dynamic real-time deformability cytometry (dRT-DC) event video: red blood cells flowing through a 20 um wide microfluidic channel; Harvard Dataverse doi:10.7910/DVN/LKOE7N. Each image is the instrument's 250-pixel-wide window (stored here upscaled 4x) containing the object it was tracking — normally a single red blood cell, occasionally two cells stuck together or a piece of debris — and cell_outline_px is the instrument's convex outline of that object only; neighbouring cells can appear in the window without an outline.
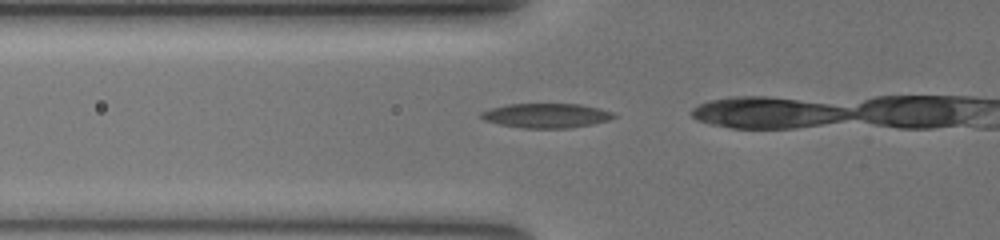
{"species": "common noctule bat (a hibernating species)", "species_latin": "Nyctalus noctula", "temperature_condition": "warm", "stored_images_in_passage": 6, "camera_frame_rate_fps": 3000, "um_per_image_px": 0.085, "animal": {"sex": "female", "body_mass_g": 19.5, "forearm_length_mm": 54.1}, "frame": {"image": 1, "passage_image": 2, "time_ms": 0.333, "image_size_px": [1000, 240], "cell_outline_px": [[616, 116], [608, 120], [592, 124], [568, 128], [524, 128], [500, 124], [484, 120], [480, 116], [480, 112], [492, 108], [508, 104], [580, 104], [600, 108], [616, 112]], "centroid_in_image_um": [46.47, 9.82], "position_along_channel_um": 79.3, "area_um2": 18.9}}
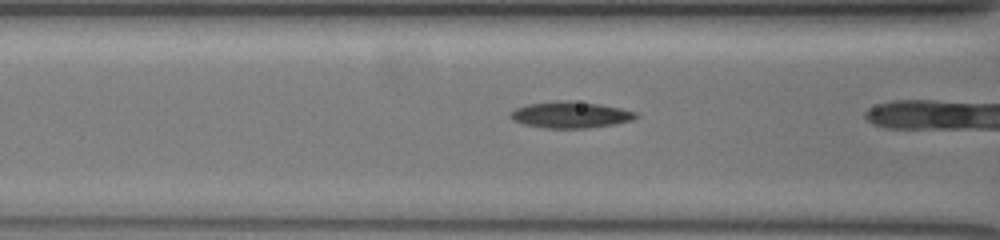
{"frame": {"image": 2, "passage_image": 5, "time_ms": 1.333, "image_size_px": [1000, 240], "cell_outline_px": [[640, 116], [632, 120], [616, 124], [588, 128], [544, 128], [524, 124], [512, 120], [508, 116], [516, 108], [528, 104], [560, 100], [568, 100], [600, 104], [620, 108], [636, 112]], "centroid_in_image_um": [48.5, 9.76], "position_along_channel_um": 118.1, "area_um2": 19.36}}